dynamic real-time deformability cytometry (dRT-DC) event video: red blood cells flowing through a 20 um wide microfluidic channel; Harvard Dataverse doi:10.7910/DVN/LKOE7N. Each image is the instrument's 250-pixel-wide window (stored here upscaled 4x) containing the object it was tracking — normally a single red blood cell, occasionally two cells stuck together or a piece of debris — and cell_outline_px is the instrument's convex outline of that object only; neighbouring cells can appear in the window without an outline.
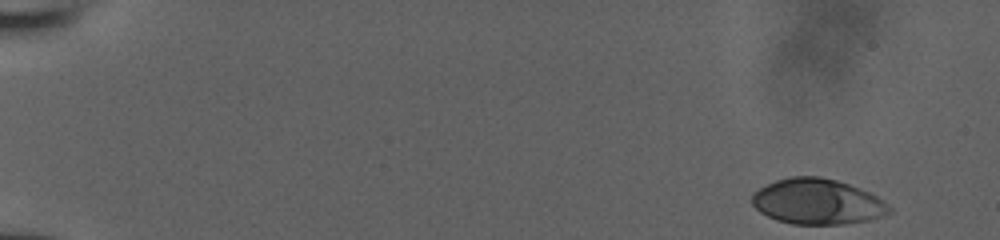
{"species": "human", "species_latin": "Homo sapiens", "temperature_condition": "room temperature", "stored_images_in_passage": 49, "camera_frame_rate_fps": 3000, "um_per_image_px": 0.085, "donor": {"sex": "male"}, "frame": {"image": 1, "passage_image": 1, "time_ms": 0.0, "image_size_px": [1000, 240], "cell_outline_px": [[892, 212], [868, 220], [844, 224], [792, 224], [776, 220], [760, 212], [752, 204], [752, 192], [776, 180], [792, 176], [820, 176], [836, 180], [848, 184], [868, 192], [884, 200], [892, 208]], "centroid_in_image_um": [69.47, 17.14], "position_along_channel_um": 15.5, "area_um2": 36.36}}
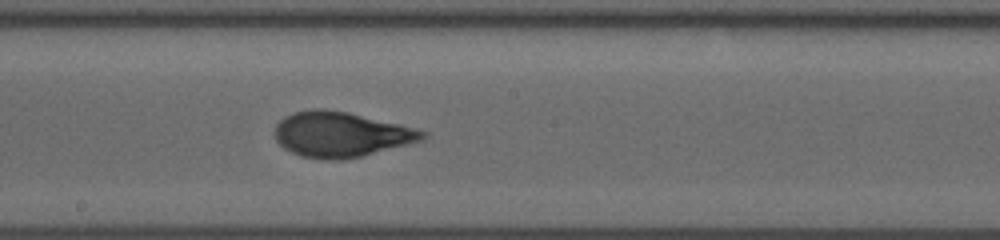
{"frame": {"image": 2, "passage_image": 28, "time_ms": 9.0, "image_size_px": [1000, 240], "cell_outline_px": [[428, 136], [424, 140], [360, 156], [340, 160], [324, 160], [300, 156], [284, 148], [276, 140], [276, 124], [284, 116], [292, 112], [316, 108], [320, 108], [348, 112], [400, 124], [416, 128], [428, 132]], "centroid_in_image_um": [28.99, 11.42], "position_along_channel_um": 219.2, "area_um2": 38.9}}
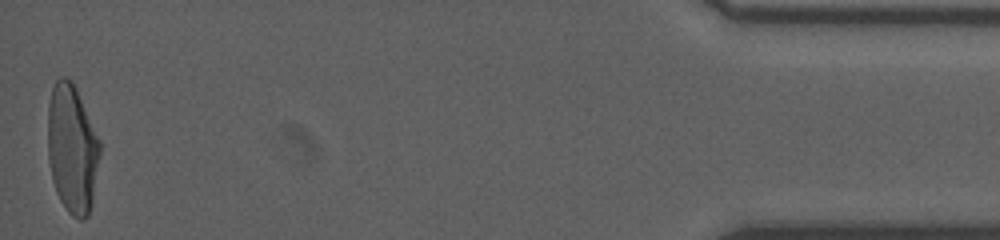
{"frame": {"image": 3, "passage_image": 49, "time_ms": 16.0, "image_size_px": [1000, 240], "cell_outline_px": [[100, 152], [92, 200], [88, 216], [84, 220], [80, 220], [72, 216], [68, 212], [60, 200], [56, 192], [52, 180], [48, 160], [48, 104], [52, 88], [56, 80], [60, 76], [64, 76], [72, 80], [76, 88], [100, 140]], "centroid_in_image_um": [6.12, 12.63], "position_along_channel_um": 429.1, "area_um2": 39.13}}